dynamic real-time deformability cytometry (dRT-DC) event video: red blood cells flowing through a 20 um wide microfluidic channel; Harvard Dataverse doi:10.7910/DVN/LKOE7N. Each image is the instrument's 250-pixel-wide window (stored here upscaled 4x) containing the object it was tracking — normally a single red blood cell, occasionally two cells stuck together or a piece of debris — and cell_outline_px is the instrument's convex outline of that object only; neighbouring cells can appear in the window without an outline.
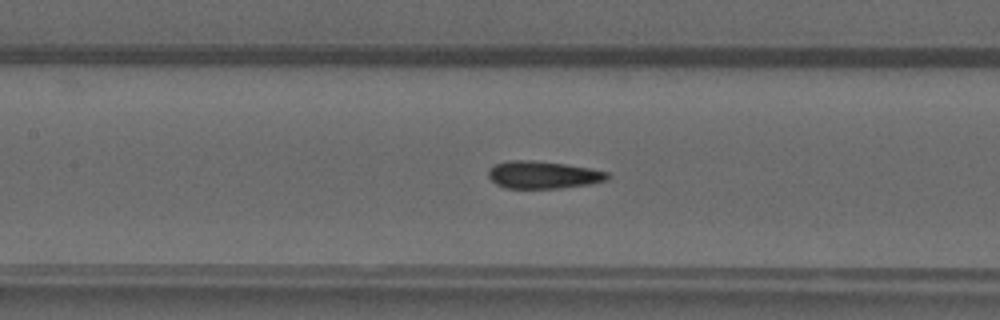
{"species": "common noctule bat (a hibernating species)", "species_latin": "Nyctalus noctula", "temperature_condition": "warm", "stored_images_in_passage": 48, "camera_frame_rate_fps": 3000, "um_per_image_px": 0.085, "animal": {"sex": "male", "forearm_length_mm": 52.5}, "frame": {"image": 1, "passage_image": 22, "time_ms": 7.0, "image_size_px": [1000, 320], "cell_outline_px": [[612, 176], [608, 180], [592, 184], [560, 188], [504, 188], [496, 184], [488, 176], [488, 168], [496, 164], [508, 160], [532, 160], [568, 164], [592, 168], [608, 172]], "centroid_in_image_um": [46.21, 14.86], "position_along_channel_um": 161.2, "area_um2": 19.42}}
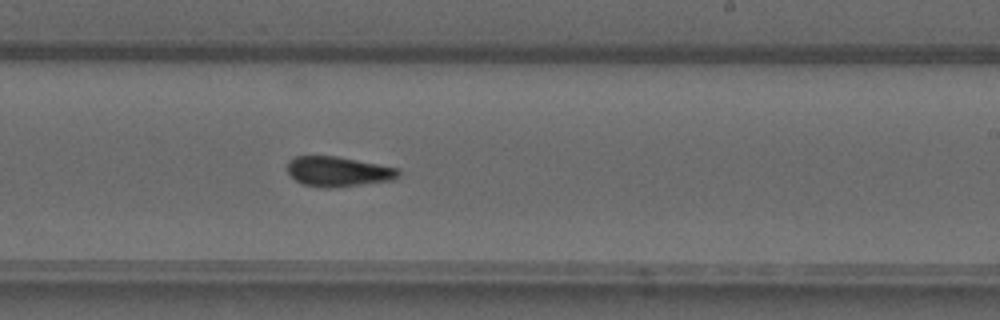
{"frame": {"image": 2, "passage_image": 29, "time_ms": 9.333, "image_size_px": [1000, 320], "cell_outline_px": [[400, 176], [392, 180], [336, 188], [320, 188], [304, 184], [296, 180], [288, 172], [288, 160], [296, 156], [336, 156], [400, 168]], "centroid_in_image_um": [28.77, 14.59], "position_along_channel_um": 260.2, "area_um2": 19.54}}
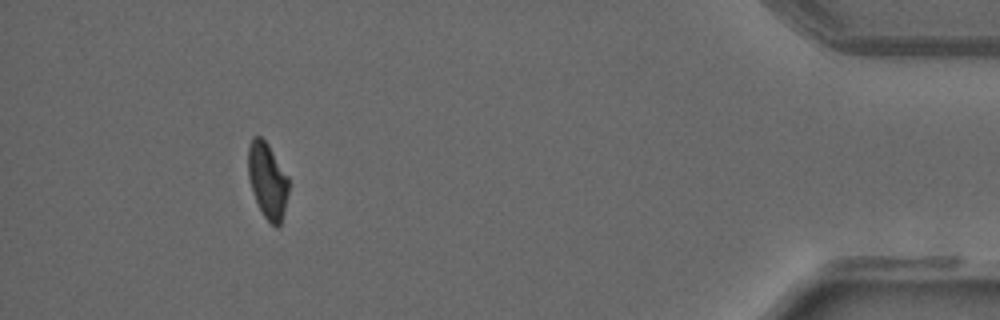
{"frame": {"image": 3, "passage_image": 44, "time_ms": 14.333, "image_size_px": [1000, 320], "cell_outline_px": [[288, 192], [280, 224], [276, 228], [264, 216], [256, 200], [248, 176], [248, 148], [252, 136], [260, 136], [268, 144], [288, 176]], "centroid_in_image_um": [22.73, 15.3], "position_along_channel_um": 412.5, "area_um2": 17.51}}